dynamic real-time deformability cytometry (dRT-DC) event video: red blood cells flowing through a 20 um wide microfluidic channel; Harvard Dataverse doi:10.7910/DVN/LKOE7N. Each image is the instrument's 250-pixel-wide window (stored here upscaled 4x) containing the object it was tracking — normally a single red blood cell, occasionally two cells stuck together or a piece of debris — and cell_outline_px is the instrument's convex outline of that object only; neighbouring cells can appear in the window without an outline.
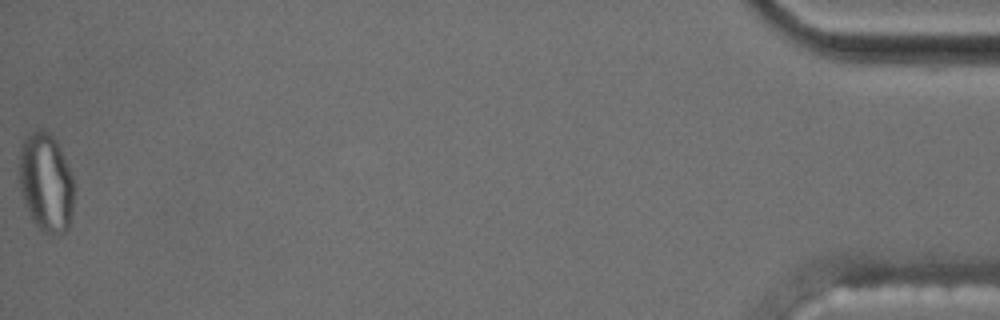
{"species": "common noctule bat (a hibernating species)", "species_latin": "Nyctalus noctula", "temperature_condition": "cold", "stored_images_in_passage": 40, "segment_of_instrument_passage": [2, 2], "camera_frame_rate_fps": 3000, "um_per_image_px": 0.085, "animal": {"sex": "male", "body_mass_g": 17.5, "forearm_length_mm": 52.3}, "frame": {"image": 1, "passage_image": 40, "time_ms": 13.0, "image_size_px": [1000, 320], "cell_outline_px": [[72, 212], [68, 228], [64, 232], [56, 236], [52, 236], [44, 232], [32, 220], [20, 192], [20, 144], [36, 128], [40, 128], [48, 132], [56, 140], [72, 176]], "centroid_in_image_um": [3.89, 15.53], "position_along_channel_um": 431.3, "area_um2": 31.27}}